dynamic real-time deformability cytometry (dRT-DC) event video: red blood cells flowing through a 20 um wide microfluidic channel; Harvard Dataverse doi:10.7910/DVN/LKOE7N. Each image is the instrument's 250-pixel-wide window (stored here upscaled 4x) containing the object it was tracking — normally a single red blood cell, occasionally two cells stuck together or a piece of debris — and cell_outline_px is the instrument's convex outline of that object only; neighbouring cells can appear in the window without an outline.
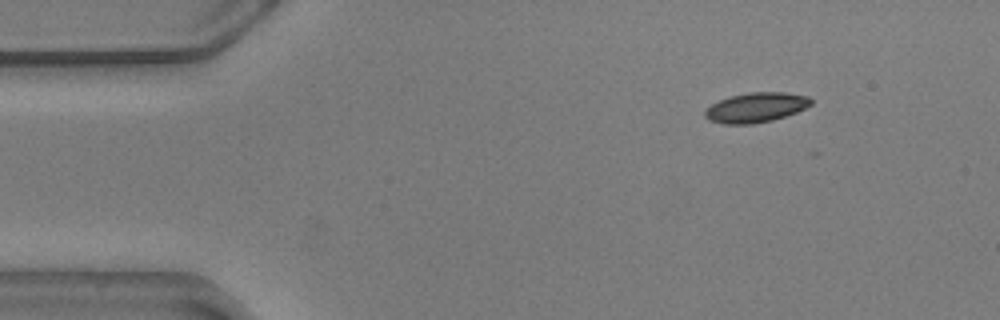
{"species": "common noctule bat (a hibernating species)", "species_latin": "Nyctalus noctula", "temperature_condition": "warm", "stored_images_in_passage": 38, "camera_frame_rate_fps": 3000, "um_per_image_px": 0.085, "animal": {"sex": "male", "body_mass_g": 20.5, "forearm_length_mm": 52.5}, "frame": {"image": 1, "passage_image": 1, "time_ms": 0.0, "image_size_px": [1000, 320], "cell_outline_px": [[812, 104], [796, 112], [772, 120], [752, 124], [724, 124], [708, 120], [704, 116], [704, 112], [712, 104], [728, 96], [748, 92], [784, 92], [808, 96], [812, 100]], "centroid_in_image_um": [64.24, 9.13], "position_along_channel_um": 20.8, "area_um2": 18.38}}
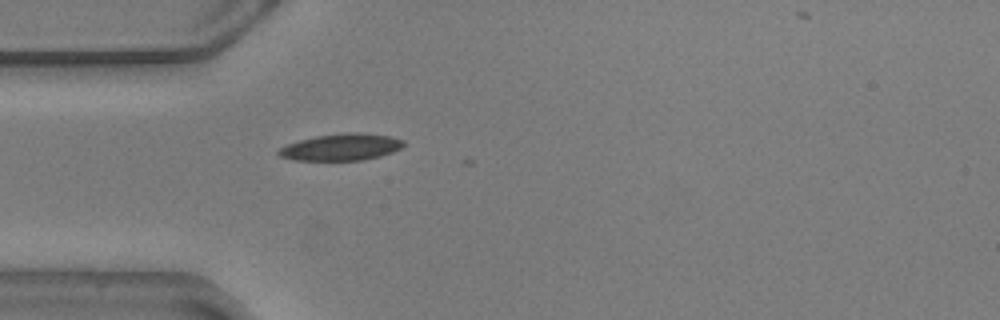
{"frame": {"image": 2, "passage_image": 10, "time_ms": 3.0, "image_size_px": [1000, 320], "cell_outline_px": [[404, 144], [400, 148], [392, 152], [380, 156], [360, 160], [296, 160], [280, 156], [276, 152], [280, 148], [288, 144], [300, 140], [316, 136], [344, 132], [356, 132], [388, 136], [404, 140]], "centroid_in_image_um": [29.0, 12.5], "position_along_channel_um": 56.0, "area_um2": 19.25}}
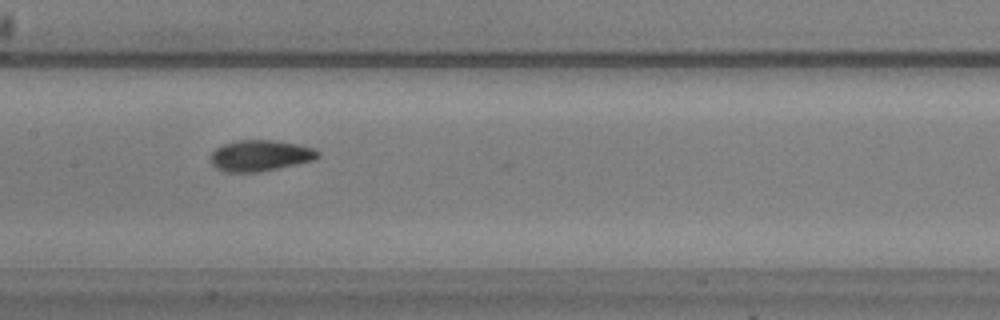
{"frame": {"image": 3, "passage_image": 21, "time_ms": 6.667, "image_size_px": [1000, 320], "cell_outline_px": [[320, 156], [316, 160], [260, 172], [224, 172], [216, 168], [212, 164], [212, 152], [216, 148], [224, 144], [236, 140], [272, 140], [296, 144], [312, 148], [320, 152]], "centroid_in_image_um": [22.14, 13.23], "position_along_channel_um": 185.3, "area_um2": 19.42}, "authors_computed_cell_mechanics": {"area_um2": 18.6694, "velocity_mm_per_s": 3.5752, "shape_relaxation_time_tau1_ms": 3.3891, "shape_relaxation_time_tau2_ms": 1.7023, "deformation_change_tau1": 0.1484, "deformation_change_tau2": 0.0735}}